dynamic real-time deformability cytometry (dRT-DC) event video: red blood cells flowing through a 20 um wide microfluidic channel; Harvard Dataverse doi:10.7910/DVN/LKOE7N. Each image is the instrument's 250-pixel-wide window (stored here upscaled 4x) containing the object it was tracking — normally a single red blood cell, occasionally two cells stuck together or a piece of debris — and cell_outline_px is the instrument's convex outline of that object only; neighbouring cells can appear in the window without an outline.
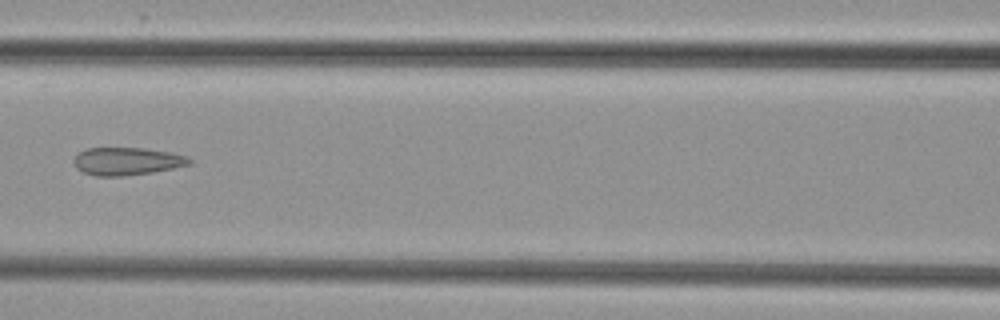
{"species": "common noctule bat (a hibernating species)", "species_latin": "Nyctalus noctula", "temperature_condition": "cold", "stored_images_in_passage": 6, "camera_frame_rate_fps": 3000, "um_per_image_px": 0.085, "animal": {"sex": "female", "body_mass_g": 29.2, "forearm_length_mm": 56.3}, "frame": {"image": 1, "passage_image": 5, "time_ms": 5.667, "image_size_px": [1000, 320], "cell_outline_px": [[192, 164], [152, 172], [124, 176], [96, 176], [84, 172], [76, 168], [72, 160], [80, 152], [88, 148], [144, 148], [172, 152], [188, 156], [192, 160]], "centroid_in_image_um": [10.81, 13.7], "position_along_channel_um": 155.8, "area_um2": 18.73}}
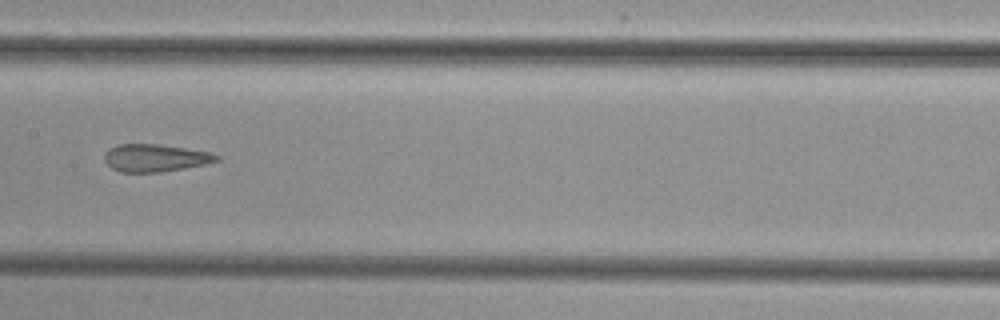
{"frame": {"image": 2, "passage_image": 6, "time_ms": 6.667, "image_size_px": [1000, 320], "cell_outline_px": [[220, 160], [204, 164], [184, 168], [160, 172], [120, 172], [112, 168], [104, 160], [104, 152], [108, 148], [120, 144], [156, 144], [212, 152], [220, 156]], "centroid_in_image_um": [13.18, 13.42], "position_along_channel_um": 194.2, "area_um2": 17.98}}